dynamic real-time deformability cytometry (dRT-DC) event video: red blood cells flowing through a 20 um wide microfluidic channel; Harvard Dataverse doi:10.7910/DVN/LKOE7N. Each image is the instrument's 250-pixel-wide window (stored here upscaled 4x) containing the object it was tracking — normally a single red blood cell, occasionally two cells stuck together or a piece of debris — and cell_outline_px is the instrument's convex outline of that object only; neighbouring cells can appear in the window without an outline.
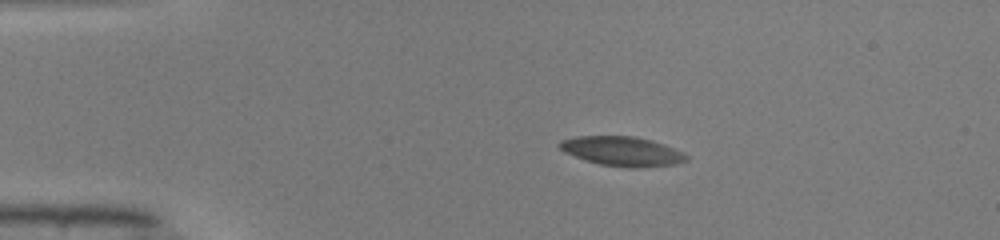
{"species": "common noctule bat (a hibernating species)", "species_latin": "Nyctalus noctula", "temperature_condition": "warm", "stored_images_in_passage": 42, "camera_frame_rate_fps": 3000, "um_per_image_px": 0.085, "animal": {"sex": "male", "body_mass_g": 19.0, "forearm_length_mm": 50.8}, "frame": {"image": 1, "passage_image": 1, "time_ms": 0.0, "image_size_px": [1000, 240], "cell_outline_px": [[688, 160], [676, 164], [640, 168], [628, 168], [600, 164], [564, 152], [556, 144], [560, 140], [576, 136], [632, 136], [652, 140], [664, 144], [688, 156]], "centroid_in_image_um": [52.87, 12.85], "position_along_channel_um": 32.1, "area_um2": 21.68}}
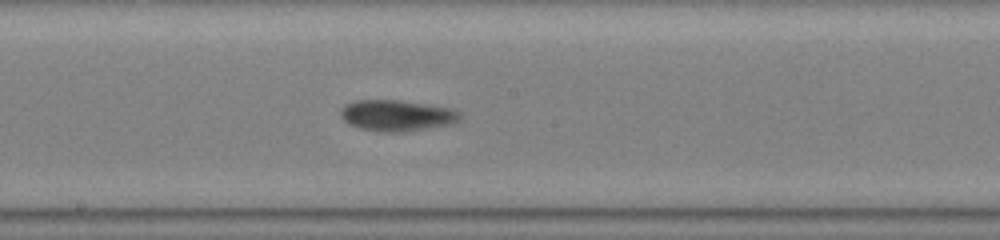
{"frame": {"image": 2, "passage_image": 19, "time_ms": 6.0, "image_size_px": [1000, 240], "cell_outline_px": [[460, 116], [456, 120], [448, 124], [400, 132], [384, 132], [360, 128], [344, 120], [340, 116], [340, 112], [348, 104], [356, 100], [400, 100], [448, 108], [456, 112]], "centroid_in_image_um": [33.66, 9.81], "position_along_channel_um": 214.5, "area_um2": 20.75}}
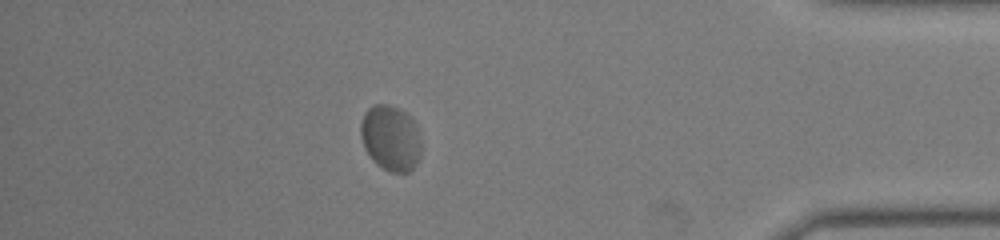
{"frame": {"image": 3, "passage_image": 36, "time_ms": 11.667, "image_size_px": [1000, 240], "cell_outline_px": [[420, 156], [416, 164], [408, 172], [388, 172], [372, 160], [364, 148], [360, 136], [360, 124], [364, 112], [372, 104], [388, 104], [400, 108], [412, 116], [416, 124], [420, 140]], "centroid_in_image_um": [33.19, 11.7], "position_along_channel_um": 402.0, "area_um2": 23.52}, "authors_computed_cell_mechanics": {"area_um2": 21.2126, "velocity_mm_per_s": 3.9491, "shape_relaxation_time_tau1_ms": 4.21, "shape_relaxation_time_tau2_ms": null, "deformation_change_tau1": 0.1147, "deformation_change_tau2": null}}